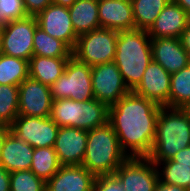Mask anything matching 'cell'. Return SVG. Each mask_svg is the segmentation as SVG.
<instances>
[{"label": "cell", "mask_w": 190, "mask_h": 191, "mask_svg": "<svg viewBox=\"0 0 190 191\" xmlns=\"http://www.w3.org/2000/svg\"><path fill=\"white\" fill-rule=\"evenodd\" d=\"M161 107L133 91L109 106L108 122L128 157H148L151 153Z\"/></svg>", "instance_id": "1"}, {"label": "cell", "mask_w": 190, "mask_h": 191, "mask_svg": "<svg viewBox=\"0 0 190 191\" xmlns=\"http://www.w3.org/2000/svg\"><path fill=\"white\" fill-rule=\"evenodd\" d=\"M152 60L151 37L147 31L137 28L118 31L114 63L130 91L141 82Z\"/></svg>", "instance_id": "2"}, {"label": "cell", "mask_w": 190, "mask_h": 191, "mask_svg": "<svg viewBox=\"0 0 190 191\" xmlns=\"http://www.w3.org/2000/svg\"><path fill=\"white\" fill-rule=\"evenodd\" d=\"M190 146V118L182 108L162 106L157 118L156 136L148 158L153 162L171 160Z\"/></svg>", "instance_id": "3"}, {"label": "cell", "mask_w": 190, "mask_h": 191, "mask_svg": "<svg viewBox=\"0 0 190 191\" xmlns=\"http://www.w3.org/2000/svg\"><path fill=\"white\" fill-rule=\"evenodd\" d=\"M127 158L109 122L88 131L82 166L95 177L114 175Z\"/></svg>", "instance_id": "4"}, {"label": "cell", "mask_w": 190, "mask_h": 191, "mask_svg": "<svg viewBox=\"0 0 190 191\" xmlns=\"http://www.w3.org/2000/svg\"><path fill=\"white\" fill-rule=\"evenodd\" d=\"M59 127H75L92 130L108 122L109 107L91 99L86 101L68 98L53 100L49 116Z\"/></svg>", "instance_id": "5"}, {"label": "cell", "mask_w": 190, "mask_h": 191, "mask_svg": "<svg viewBox=\"0 0 190 191\" xmlns=\"http://www.w3.org/2000/svg\"><path fill=\"white\" fill-rule=\"evenodd\" d=\"M117 36L118 31L108 28L81 34L72 50V56L88 66L114 62Z\"/></svg>", "instance_id": "6"}, {"label": "cell", "mask_w": 190, "mask_h": 191, "mask_svg": "<svg viewBox=\"0 0 190 191\" xmlns=\"http://www.w3.org/2000/svg\"><path fill=\"white\" fill-rule=\"evenodd\" d=\"M53 100L71 99L86 101L94 99L91 66L71 56L63 74L50 86Z\"/></svg>", "instance_id": "7"}, {"label": "cell", "mask_w": 190, "mask_h": 191, "mask_svg": "<svg viewBox=\"0 0 190 191\" xmlns=\"http://www.w3.org/2000/svg\"><path fill=\"white\" fill-rule=\"evenodd\" d=\"M38 26L35 16L9 21L0 28L1 52L29 61L33 56V37Z\"/></svg>", "instance_id": "8"}, {"label": "cell", "mask_w": 190, "mask_h": 191, "mask_svg": "<svg viewBox=\"0 0 190 191\" xmlns=\"http://www.w3.org/2000/svg\"><path fill=\"white\" fill-rule=\"evenodd\" d=\"M114 175L124 191H154L159 181L156 165L148 157H128Z\"/></svg>", "instance_id": "9"}, {"label": "cell", "mask_w": 190, "mask_h": 191, "mask_svg": "<svg viewBox=\"0 0 190 191\" xmlns=\"http://www.w3.org/2000/svg\"><path fill=\"white\" fill-rule=\"evenodd\" d=\"M10 132L33 148L54 147L59 126L50 117L18 115Z\"/></svg>", "instance_id": "10"}, {"label": "cell", "mask_w": 190, "mask_h": 191, "mask_svg": "<svg viewBox=\"0 0 190 191\" xmlns=\"http://www.w3.org/2000/svg\"><path fill=\"white\" fill-rule=\"evenodd\" d=\"M94 98L108 107L130 92L114 62L91 66Z\"/></svg>", "instance_id": "11"}, {"label": "cell", "mask_w": 190, "mask_h": 191, "mask_svg": "<svg viewBox=\"0 0 190 191\" xmlns=\"http://www.w3.org/2000/svg\"><path fill=\"white\" fill-rule=\"evenodd\" d=\"M18 115L49 117L53 102L50 86L27 77L19 85Z\"/></svg>", "instance_id": "12"}, {"label": "cell", "mask_w": 190, "mask_h": 191, "mask_svg": "<svg viewBox=\"0 0 190 191\" xmlns=\"http://www.w3.org/2000/svg\"><path fill=\"white\" fill-rule=\"evenodd\" d=\"M35 17L39 28L74 49L78 35L73 29L68 7L52 3Z\"/></svg>", "instance_id": "13"}, {"label": "cell", "mask_w": 190, "mask_h": 191, "mask_svg": "<svg viewBox=\"0 0 190 191\" xmlns=\"http://www.w3.org/2000/svg\"><path fill=\"white\" fill-rule=\"evenodd\" d=\"M88 131L75 127H59L54 150L61 166L82 165Z\"/></svg>", "instance_id": "14"}, {"label": "cell", "mask_w": 190, "mask_h": 191, "mask_svg": "<svg viewBox=\"0 0 190 191\" xmlns=\"http://www.w3.org/2000/svg\"><path fill=\"white\" fill-rule=\"evenodd\" d=\"M170 80L171 74L152 60L133 92L161 106L169 107Z\"/></svg>", "instance_id": "15"}, {"label": "cell", "mask_w": 190, "mask_h": 191, "mask_svg": "<svg viewBox=\"0 0 190 191\" xmlns=\"http://www.w3.org/2000/svg\"><path fill=\"white\" fill-rule=\"evenodd\" d=\"M153 61L173 74L190 64L189 53L178 38H151Z\"/></svg>", "instance_id": "16"}, {"label": "cell", "mask_w": 190, "mask_h": 191, "mask_svg": "<svg viewBox=\"0 0 190 191\" xmlns=\"http://www.w3.org/2000/svg\"><path fill=\"white\" fill-rule=\"evenodd\" d=\"M95 179L82 165L60 166L46 182V191H93Z\"/></svg>", "instance_id": "17"}, {"label": "cell", "mask_w": 190, "mask_h": 191, "mask_svg": "<svg viewBox=\"0 0 190 191\" xmlns=\"http://www.w3.org/2000/svg\"><path fill=\"white\" fill-rule=\"evenodd\" d=\"M100 28L116 31L135 28L131 0H98Z\"/></svg>", "instance_id": "18"}, {"label": "cell", "mask_w": 190, "mask_h": 191, "mask_svg": "<svg viewBox=\"0 0 190 191\" xmlns=\"http://www.w3.org/2000/svg\"><path fill=\"white\" fill-rule=\"evenodd\" d=\"M189 21L190 16L171 0L147 32L151 38L170 37L180 39Z\"/></svg>", "instance_id": "19"}, {"label": "cell", "mask_w": 190, "mask_h": 191, "mask_svg": "<svg viewBox=\"0 0 190 191\" xmlns=\"http://www.w3.org/2000/svg\"><path fill=\"white\" fill-rule=\"evenodd\" d=\"M33 152L34 148L32 146L9 131L1 148L0 166L10 173L29 170Z\"/></svg>", "instance_id": "20"}, {"label": "cell", "mask_w": 190, "mask_h": 191, "mask_svg": "<svg viewBox=\"0 0 190 191\" xmlns=\"http://www.w3.org/2000/svg\"><path fill=\"white\" fill-rule=\"evenodd\" d=\"M68 9L78 36L100 28L98 0H76Z\"/></svg>", "instance_id": "21"}, {"label": "cell", "mask_w": 190, "mask_h": 191, "mask_svg": "<svg viewBox=\"0 0 190 191\" xmlns=\"http://www.w3.org/2000/svg\"><path fill=\"white\" fill-rule=\"evenodd\" d=\"M68 60L33 55L29 60V77L51 86L63 74Z\"/></svg>", "instance_id": "22"}, {"label": "cell", "mask_w": 190, "mask_h": 191, "mask_svg": "<svg viewBox=\"0 0 190 191\" xmlns=\"http://www.w3.org/2000/svg\"><path fill=\"white\" fill-rule=\"evenodd\" d=\"M33 55L70 58L72 56V49L65 42L53 38L37 26L33 37Z\"/></svg>", "instance_id": "23"}, {"label": "cell", "mask_w": 190, "mask_h": 191, "mask_svg": "<svg viewBox=\"0 0 190 191\" xmlns=\"http://www.w3.org/2000/svg\"><path fill=\"white\" fill-rule=\"evenodd\" d=\"M171 0H131L135 28L148 31Z\"/></svg>", "instance_id": "24"}, {"label": "cell", "mask_w": 190, "mask_h": 191, "mask_svg": "<svg viewBox=\"0 0 190 191\" xmlns=\"http://www.w3.org/2000/svg\"><path fill=\"white\" fill-rule=\"evenodd\" d=\"M27 77H29V61L1 54L0 85L19 86Z\"/></svg>", "instance_id": "25"}, {"label": "cell", "mask_w": 190, "mask_h": 191, "mask_svg": "<svg viewBox=\"0 0 190 191\" xmlns=\"http://www.w3.org/2000/svg\"><path fill=\"white\" fill-rule=\"evenodd\" d=\"M54 147L34 148L30 170L47 182L60 168Z\"/></svg>", "instance_id": "26"}, {"label": "cell", "mask_w": 190, "mask_h": 191, "mask_svg": "<svg viewBox=\"0 0 190 191\" xmlns=\"http://www.w3.org/2000/svg\"><path fill=\"white\" fill-rule=\"evenodd\" d=\"M190 101V64L171 74L169 107L182 108Z\"/></svg>", "instance_id": "27"}, {"label": "cell", "mask_w": 190, "mask_h": 191, "mask_svg": "<svg viewBox=\"0 0 190 191\" xmlns=\"http://www.w3.org/2000/svg\"><path fill=\"white\" fill-rule=\"evenodd\" d=\"M161 182L187 188L190 183V167L179 165L172 159L154 163ZM162 169V170H161Z\"/></svg>", "instance_id": "28"}, {"label": "cell", "mask_w": 190, "mask_h": 191, "mask_svg": "<svg viewBox=\"0 0 190 191\" xmlns=\"http://www.w3.org/2000/svg\"><path fill=\"white\" fill-rule=\"evenodd\" d=\"M19 86L0 85V124L10 126L18 116Z\"/></svg>", "instance_id": "29"}, {"label": "cell", "mask_w": 190, "mask_h": 191, "mask_svg": "<svg viewBox=\"0 0 190 191\" xmlns=\"http://www.w3.org/2000/svg\"><path fill=\"white\" fill-rule=\"evenodd\" d=\"M10 191H46V182L30 169L10 173Z\"/></svg>", "instance_id": "30"}, {"label": "cell", "mask_w": 190, "mask_h": 191, "mask_svg": "<svg viewBox=\"0 0 190 191\" xmlns=\"http://www.w3.org/2000/svg\"><path fill=\"white\" fill-rule=\"evenodd\" d=\"M26 16L28 15L23 0H0V28L6 26L9 21Z\"/></svg>", "instance_id": "31"}, {"label": "cell", "mask_w": 190, "mask_h": 191, "mask_svg": "<svg viewBox=\"0 0 190 191\" xmlns=\"http://www.w3.org/2000/svg\"><path fill=\"white\" fill-rule=\"evenodd\" d=\"M93 191H124L115 175L96 177Z\"/></svg>", "instance_id": "32"}, {"label": "cell", "mask_w": 190, "mask_h": 191, "mask_svg": "<svg viewBox=\"0 0 190 191\" xmlns=\"http://www.w3.org/2000/svg\"><path fill=\"white\" fill-rule=\"evenodd\" d=\"M52 3V0H23L25 11L29 16H36Z\"/></svg>", "instance_id": "33"}, {"label": "cell", "mask_w": 190, "mask_h": 191, "mask_svg": "<svg viewBox=\"0 0 190 191\" xmlns=\"http://www.w3.org/2000/svg\"><path fill=\"white\" fill-rule=\"evenodd\" d=\"M172 160L179 163V165L190 167V146L176 153Z\"/></svg>", "instance_id": "34"}, {"label": "cell", "mask_w": 190, "mask_h": 191, "mask_svg": "<svg viewBox=\"0 0 190 191\" xmlns=\"http://www.w3.org/2000/svg\"><path fill=\"white\" fill-rule=\"evenodd\" d=\"M0 191H10V172L0 166Z\"/></svg>", "instance_id": "35"}, {"label": "cell", "mask_w": 190, "mask_h": 191, "mask_svg": "<svg viewBox=\"0 0 190 191\" xmlns=\"http://www.w3.org/2000/svg\"><path fill=\"white\" fill-rule=\"evenodd\" d=\"M154 191H187V189L182 186L167 184L159 180Z\"/></svg>", "instance_id": "36"}, {"label": "cell", "mask_w": 190, "mask_h": 191, "mask_svg": "<svg viewBox=\"0 0 190 191\" xmlns=\"http://www.w3.org/2000/svg\"><path fill=\"white\" fill-rule=\"evenodd\" d=\"M180 40L184 49L189 53L190 56V21L187 23L185 30L182 32Z\"/></svg>", "instance_id": "37"}, {"label": "cell", "mask_w": 190, "mask_h": 191, "mask_svg": "<svg viewBox=\"0 0 190 191\" xmlns=\"http://www.w3.org/2000/svg\"><path fill=\"white\" fill-rule=\"evenodd\" d=\"M10 131V127L0 124V155H1V148L3 146V142L5 139V136L7 135V133Z\"/></svg>", "instance_id": "38"}, {"label": "cell", "mask_w": 190, "mask_h": 191, "mask_svg": "<svg viewBox=\"0 0 190 191\" xmlns=\"http://www.w3.org/2000/svg\"><path fill=\"white\" fill-rule=\"evenodd\" d=\"M190 16V0H172Z\"/></svg>", "instance_id": "39"}, {"label": "cell", "mask_w": 190, "mask_h": 191, "mask_svg": "<svg viewBox=\"0 0 190 191\" xmlns=\"http://www.w3.org/2000/svg\"><path fill=\"white\" fill-rule=\"evenodd\" d=\"M52 1L53 4L65 7H70L76 2V0H52Z\"/></svg>", "instance_id": "40"}, {"label": "cell", "mask_w": 190, "mask_h": 191, "mask_svg": "<svg viewBox=\"0 0 190 191\" xmlns=\"http://www.w3.org/2000/svg\"><path fill=\"white\" fill-rule=\"evenodd\" d=\"M182 109L184 110V112L188 115V117L190 118V101L186 104V105H184L183 107H182Z\"/></svg>", "instance_id": "41"}, {"label": "cell", "mask_w": 190, "mask_h": 191, "mask_svg": "<svg viewBox=\"0 0 190 191\" xmlns=\"http://www.w3.org/2000/svg\"><path fill=\"white\" fill-rule=\"evenodd\" d=\"M187 191H190V183H189V185L187 186Z\"/></svg>", "instance_id": "42"}]
</instances>
